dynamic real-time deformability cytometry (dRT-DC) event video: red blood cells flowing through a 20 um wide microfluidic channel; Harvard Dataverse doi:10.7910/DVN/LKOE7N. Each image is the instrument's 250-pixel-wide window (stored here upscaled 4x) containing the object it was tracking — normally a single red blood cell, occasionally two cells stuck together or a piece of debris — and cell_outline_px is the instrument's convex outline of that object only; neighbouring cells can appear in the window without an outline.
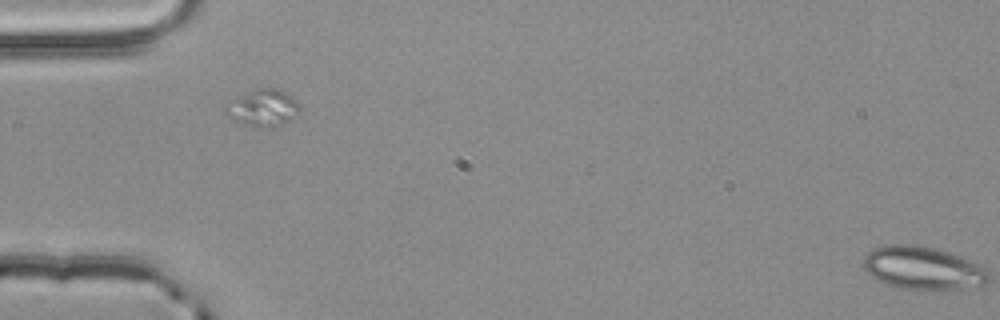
{"species": "common noctule bat (a hibernating species)", "species_latin": "Nyctalus noctula", "temperature_condition": "room temperature", "stored_images_in_passage": 29, "camera_frame_rate_fps": 3000, "um_per_image_px": 0.085, "animal": {"sex": "male", "body_mass_g": 20.4}, "frame": {"image": 1, "passage_image": 1, "time_ms": 0.0, "image_size_px": [1000, 320], "cell_outline_px": [[300, 108], [284, 124], [260, 128], [256, 128], [244, 124], [228, 116], [224, 112], [224, 108], [228, 100], [256, 88], [280, 88], [292, 96], [300, 104]], "centroid_in_image_um": [22.31, 9.14], "position_along_channel_um": 62.7, "area_um2": 16.01}}